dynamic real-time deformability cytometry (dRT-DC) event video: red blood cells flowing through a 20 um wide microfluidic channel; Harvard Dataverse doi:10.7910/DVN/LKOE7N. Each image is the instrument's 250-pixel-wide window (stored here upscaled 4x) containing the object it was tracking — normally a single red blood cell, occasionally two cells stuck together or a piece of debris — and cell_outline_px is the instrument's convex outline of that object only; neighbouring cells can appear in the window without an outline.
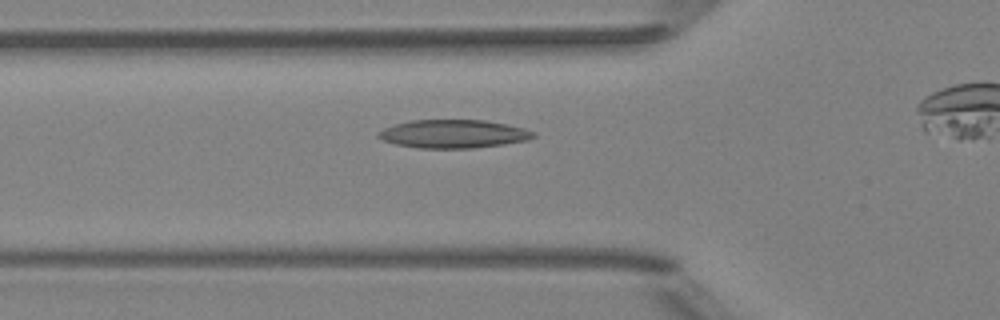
{"species": "Egyptian fruit bat (a non-hibernating species)", "species_latin": "Rousettus aegyptiacus", "temperature_condition": "room temperature", "stored_images_in_passage": 26, "camera_frame_rate_fps": 3000, "um_per_image_px": 0.085, "animal": {"sex": "female"}, "frame": {"image": 1, "passage_image": 2, "time_ms": 0.333, "image_size_px": [1000, 320], "cell_outline_px": [[536, 136], [528, 140], [504, 144], [472, 148], [420, 148], [396, 144], [384, 140], [376, 136], [376, 132], [384, 128], [396, 124], [412, 120], [484, 120], [508, 124], [524, 128], [536, 132]], "centroid_in_image_um": [38.56, 11.38], "position_along_channel_um": 87.2, "area_um2": 25.61}}
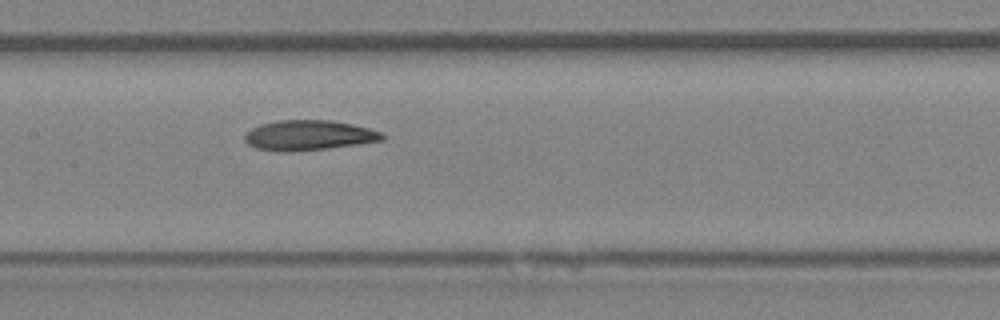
{"frame": {"image": 2, "passage_image": 9, "time_ms": 2.667, "image_size_px": [1000, 320], "cell_outline_px": [[384, 140], [356, 144], [292, 152], [280, 152], [256, 148], [248, 144], [244, 140], [244, 136], [252, 128], [260, 124], [276, 120], [332, 120], [352, 124], [384, 132]], "centroid_in_image_um": [26.23, 11.49], "position_along_channel_um": 181.2, "area_um2": 24.1}}
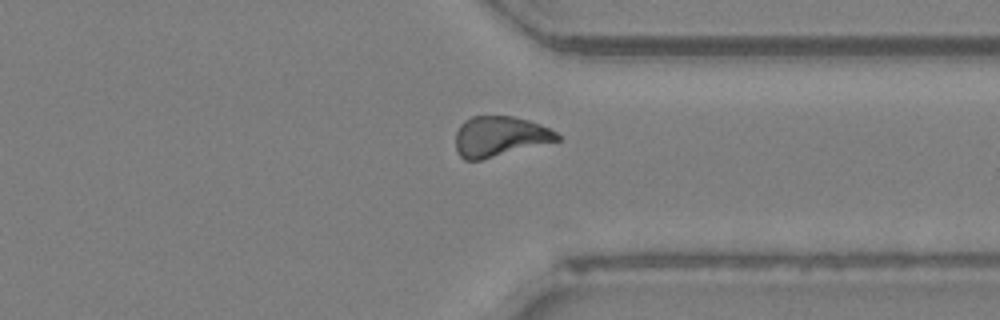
{"frame": {"image": 3, "passage_image": 23, "time_ms": 7.333, "image_size_px": [1000, 320], "cell_outline_px": [[560, 140], [480, 160], [464, 160], [460, 156], [456, 148], [456, 132], [460, 124], [464, 120], [472, 116], [512, 116], [528, 120], [540, 124], [556, 132], [560, 136]], "centroid_in_image_um": [42.46, 11.59], "position_along_channel_um": 368.9, "area_um2": 23.7}}